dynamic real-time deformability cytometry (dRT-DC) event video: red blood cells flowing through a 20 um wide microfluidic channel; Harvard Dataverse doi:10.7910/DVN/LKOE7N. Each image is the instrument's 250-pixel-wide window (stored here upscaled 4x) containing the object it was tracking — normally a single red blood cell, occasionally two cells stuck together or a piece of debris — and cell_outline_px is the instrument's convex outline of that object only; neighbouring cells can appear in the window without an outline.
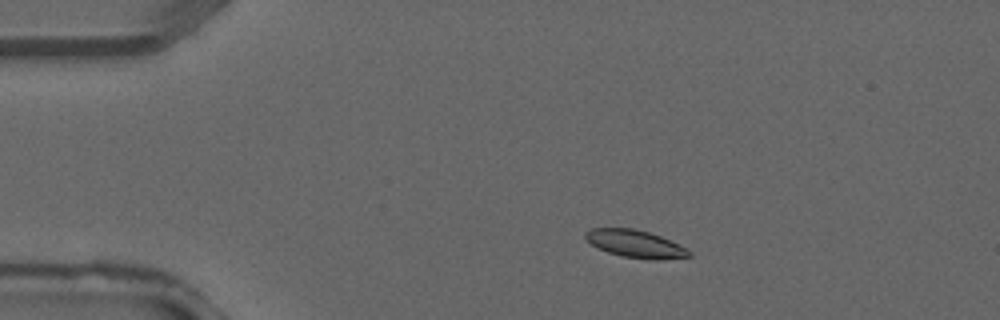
{"species": "common noctule bat (a hibernating species)", "species_latin": "Nyctalus noctula", "temperature_condition": "warm", "stored_images_in_passage": 2, "camera_frame_rate_fps": 3000, "um_per_image_px": 0.085, "animal": {"sex": "male", "forearm_length_mm": 52.5}, "frame": {"image": 1, "passage_image": 1, "time_ms": 0.0, "image_size_px": [1000, 320], "cell_outline_px": [[692, 256], [656, 260], [648, 260], [624, 256], [608, 252], [584, 240], [584, 232], [592, 228], [632, 228], [648, 232], [660, 236], [692, 252]], "centroid_in_image_um": [53.96, 20.72], "position_along_channel_um": 31.0, "area_um2": 16.42}}